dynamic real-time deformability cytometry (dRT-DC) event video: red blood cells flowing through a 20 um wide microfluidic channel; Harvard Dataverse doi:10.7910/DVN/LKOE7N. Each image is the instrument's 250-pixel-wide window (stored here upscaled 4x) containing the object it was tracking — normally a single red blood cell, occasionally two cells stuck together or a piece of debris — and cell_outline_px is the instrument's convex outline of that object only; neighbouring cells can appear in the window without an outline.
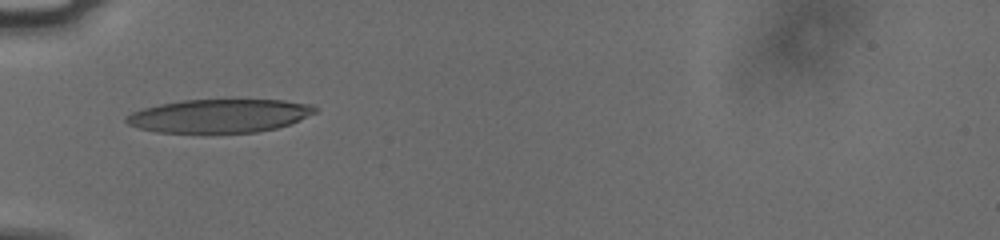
{"species": "human", "species_latin": "Homo sapiens", "temperature_condition": "cold", "stored_images_in_passage": 7, "camera_frame_rate_fps": 3000, "um_per_image_px": 0.085, "donor": {"sex": "male"}, "frame": {"image": 1, "passage_image": 6, "time_ms": 1.667, "image_size_px": [1000, 240], "cell_outline_px": [[316, 112], [300, 120], [276, 128], [256, 132], [156, 132], [140, 128], [128, 124], [124, 120], [124, 116], [132, 112], [144, 108], [160, 104], [184, 100], [284, 100], [312, 104], [316, 108]], "centroid_in_image_um": [18.64, 9.84], "position_along_channel_um": 66.4, "area_um2": 36.53}}